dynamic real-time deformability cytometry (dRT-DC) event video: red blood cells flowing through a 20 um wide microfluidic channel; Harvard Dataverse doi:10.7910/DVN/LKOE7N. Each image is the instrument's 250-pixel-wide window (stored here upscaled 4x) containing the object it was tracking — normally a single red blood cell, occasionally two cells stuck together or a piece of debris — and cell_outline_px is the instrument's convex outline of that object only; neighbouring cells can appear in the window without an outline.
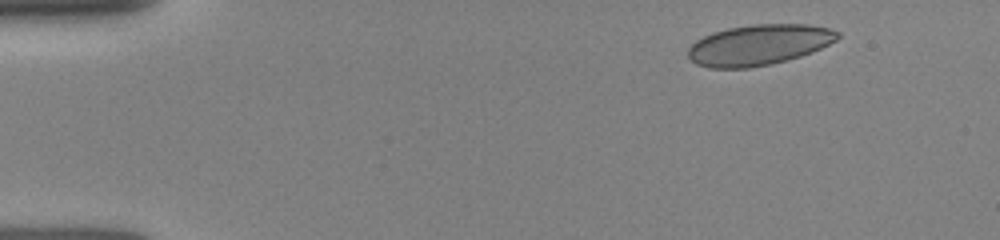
{"species": "human", "species_latin": "Homo sapiens", "temperature_condition": "room temperature", "stored_images_in_passage": 10, "camera_frame_rate_fps": 3000, "um_per_image_px": 0.085, "donor": {"sex": "female"}, "frame": {"image": 1, "passage_image": 1, "time_ms": 0.0, "image_size_px": [1000, 240], "cell_outline_px": [[840, 36], [836, 40], [812, 52], [788, 60], [772, 64], [748, 68], [708, 68], [696, 64], [688, 56], [688, 48], [696, 40], [712, 32], [728, 28], [752, 24], [808, 24], [828, 28], [840, 32]], "centroid_in_image_um": [64.49, 3.81], "position_along_channel_um": 20.5, "area_um2": 35.49}}